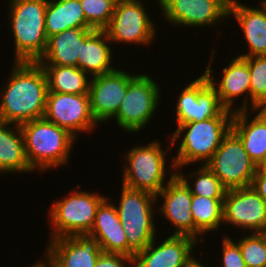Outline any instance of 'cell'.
<instances>
[{
    "mask_svg": "<svg viewBox=\"0 0 266 267\" xmlns=\"http://www.w3.org/2000/svg\"><path fill=\"white\" fill-rule=\"evenodd\" d=\"M163 199L159 209L160 216L172 224L170 235L190 236L194 238V223L191 212L192 194L185 183L175 174L156 195Z\"/></svg>",
    "mask_w": 266,
    "mask_h": 267,
    "instance_id": "cell-19",
    "label": "cell"
},
{
    "mask_svg": "<svg viewBox=\"0 0 266 267\" xmlns=\"http://www.w3.org/2000/svg\"><path fill=\"white\" fill-rule=\"evenodd\" d=\"M250 186L266 203V171H262L257 168L256 174L254 175Z\"/></svg>",
    "mask_w": 266,
    "mask_h": 267,
    "instance_id": "cell-35",
    "label": "cell"
},
{
    "mask_svg": "<svg viewBox=\"0 0 266 267\" xmlns=\"http://www.w3.org/2000/svg\"><path fill=\"white\" fill-rule=\"evenodd\" d=\"M177 97L176 127L185 123L200 122L214 117H233V111L220 102L215 88L204 73L183 86Z\"/></svg>",
    "mask_w": 266,
    "mask_h": 267,
    "instance_id": "cell-11",
    "label": "cell"
},
{
    "mask_svg": "<svg viewBox=\"0 0 266 267\" xmlns=\"http://www.w3.org/2000/svg\"><path fill=\"white\" fill-rule=\"evenodd\" d=\"M137 1H140V0H114V2L116 4H118V3H127V2H137Z\"/></svg>",
    "mask_w": 266,
    "mask_h": 267,
    "instance_id": "cell-39",
    "label": "cell"
},
{
    "mask_svg": "<svg viewBox=\"0 0 266 267\" xmlns=\"http://www.w3.org/2000/svg\"><path fill=\"white\" fill-rule=\"evenodd\" d=\"M106 197L99 205L90 236L96 238L103 253L128 256V242L116 206Z\"/></svg>",
    "mask_w": 266,
    "mask_h": 267,
    "instance_id": "cell-21",
    "label": "cell"
},
{
    "mask_svg": "<svg viewBox=\"0 0 266 267\" xmlns=\"http://www.w3.org/2000/svg\"><path fill=\"white\" fill-rule=\"evenodd\" d=\"M199 167L195 168V171L188 172V175L183 174L182 168H176L175 174L190 189L192 195L224 199L227 189L221 184L220 179L206 164L199 165Z\"/></svg>",
    "mask_w": 266,
    "mask_h": 267,
    "instance_id": "cell-29",
    "label": "cell"
},
{
    "mask_svg": "<svg viewBox=\"0 0 266 267\" xmlns=\"http://www.w3.org/2000/svg\"><path fill=\"white\" fill-rule=\"evenodd\" d=\"M260 233L264 236L266 240V225H265V228Z\"/></svg>",
    "mask_w": 266,
    "mask_h": 267,
    "instance_id": "cell-40",
    "label": "cell"
},
{
    "mask_svg": "<svg viewBox=\"0 0 266 267\" xmlns=\"http://www.w3.org/2000/svg\"><path fill=\"white\" fill-rule=\"evenodd\" d=\"M142 0L118 3L110 23L105 29L113 44L148 46L154 44L156 26Z\"/></svg>",
    "mask_w": 266,
    "mask_h": 267,
    "instance_id": "cell-10",
    "label": "cell"
},
{
    "mask_svg": "<svg viewBox=\"0 0 266 267\" xmlns=\"http://www.w3.org/2000/svg\"><path fill=\"white\" fill-rule=\"evenodd\" d=\"M216 49H213L210 55L209 63L207 64L206 70L202 73L207 77L209 83L215 88L218 98L221 104L228 110L233 112L241 110H251L250 106V71L247 61L240 56L233 57L232 60L225 68L222 69L221 79L218 80L213 76L214 70L213 67L214 57L217 52ZM213 60V61H212ZM219 82H217V81ZM244 96L242 104L237 108L234 102H237V98Z\"/></svg>",
    "mask_w": 266,
    "mask_h": 267,
    "instance_id": "cell-14",
    "label": "cell"
},
{
    "mask_svg": "<svg viewBox=\"0 0 266 267\" xmlns=\"http://www.w3.org/2000/svg\"><path fill=\"white\" fill-rule=\"evenodd\" d=\"M223 224L249 232H261L266 225V203L251 187L226 190ZM239 227V228H238ZM244 230V231H243Z\"/></svg>",
    "mask_w": 266,
    "mask_h": 267,
    "instance_id": "cell-15",
    "label": "cell"
},
{
    "mask_svg": "<svg viewBox=\"0 0 266 267\" xmlns=\"http://www.w3.org/2000/svg\"><path fill=\"white\" fill-rule=\"evenodd\" d=\"M259 6L255 8L238 0H230L229 18L236 19L249 47L247 53L238 55L240 57L266 55V6L261 3Z\"/></svg>",
    "mask_w": 266,
    "mask_h": 267,
    "instance_id": "cell-20",
    "label": "cell"
},
{
    "mask_svg": "<svg viewBox=\"0 0 266 267\" xmlns=\"http://www.w3.org/2000/svg\"><path fill=\"white\" fill-rule=\"evenodd\" d=\"M95 267H134L133 258L123 254L102 253Z\"/></svg>",
    "mask_w": 266,
    "mask_h": 267,
    "instance_id": "cell-34",
    "label": "cell"
},
{
    "mask_svg": "<svg viewBox=\"0 0 266 267\" xmlns=\"http://www.w3.org/2000/svg\"><path fill=\"white\" fill-rule=\"evenodd\" d=\"M45 28L47 38L70 28L90 29L79 0H48Z\"/></svg>",
    "mask_w": 266,
    "mask_h": 267,
    "instance_id": "cell-26",
    "label": "cell"
},
{
    "mask_svg": "<svg viewBox=\"0 0 266 267\" xmlns=\"http://www.w3.org/2000/svg\"><path fill=\"white\" fill-rule=\"evenodd\" d=\"M149 74H137L128 84L127 92L115 119L117 127L128 134L139 133L149 125L161 103V87ZM160 102V103H159Z\"/></svg>",
    "mask_w": 266,
    "mask_h": 267,
    "instance_id": "cell-8",
    "label": "cell"
},
{
    "mask_svg": "<svg viewBox=\"0 0 266 267\" xmlns=\"http://www.w3.org/2000/svg\"><path fill=\"white\" fill-rule=\"evenodd\" d=\"M122 185L119 202L115 206L127 236L128 256L143 250L157 236L155 221L157 198L155 195ZM156 206V207H155ZM155 216V217H154ZM154 218V219H153Z\"/></svg>",
    "mask_w": 266,
    "mask_h": 267,
    "instance_id": "cell-6",
    "label": "cell"
},
{
    "mask_svg": "<svg viewBox=\"0 0 266 267\" xmlns=\"http://www.w3.org/2000/svg\"><path fill=\"white\" fill-rule=\"evenodd\" d=\"M0 89V121L21 125L43 118L48 96L47 78L37 62H12Z\"/></svg>",
    "mask_w": 266,
    "mask_h": 267,
    "instance_id": "cell-1",
    "label": "cell"
},
{
    "mask_svg": "<svg viewBox=\"0 0 266 267\" xmlns=\"http://www.w3.org/2000/svg\"><path fill=\"white\" fill-rule=\"evenodd\" d=\"M152 1H154V0H152ZM155 1L158 2V4H160L162 0H155Z\"/></svg>",
    "mask_w": 266,
    "mask_h": 267,
    "instance_id": "cell-42",
    "label": "cell"
},
{
    "mask_svg": "<svg viewBox=\"0 0 266 267\" xmlns=\"http://www.w3.org/2000/svg\"><path fill=\"white\" fill-rule=\"evenodd\" d=\"M7 20L14 38L13 62H37L47 45L45 11L48 0H8Z\"/></svg>",
    "mask_w": 266,
    "mask_h": 267,
    "instance_id": "cell-3",
    "label": "cell"
},
{
    "mask_svg": "<svg viewBox=\"0 0 266 267\" xmlns=\"http://www.w3.org/2000/svg\"><path fill=\"white\" fill-rule=\"evenodd\" d=\"M158 236L134 257V267H185L194 256L198 241L190 236ZM166 237V238H165ZM157 238V239H156ZM158 240V242H156Z\"/></svg>",
    "mask_w": 266,
    "mask_h": 267,
    "instance_id": "cell-18",
    "label": "cell"
},
{
    "mask_svg": "<svg viewBox=\"0 0 266 267\" xmlns=\"http://www.w3.org/2000/svg\"><path fill=\"white\" fill-rule=\"evenodd\" d=\"M20 126L26 157L34 171L45 173L69 163L70 153L78 140L67 130L44 117Z\"/></svg>",
    "mask_w": 266,
    "mask_h": 267,
    "instance_id": "cell-2",
    "label": "cell"
},
{
    "mask_svg": "<svg viewBox=\"0 0 266 267\" xmlns=\"http://www.w3.org/2000/svg\"><path fill=\"white\" fill-rule=\"evenodd\" d=\"M155 139L146 145H135L128 150L123 162L122 184L128 188L137 189L157 195L175 175V167L171 161L168 169V155L171 152V140L169 146ZM168 152V153H167ZM172 169V170H171ZM171 170L170 174L169 171ZM169 174V177L167 176ZM167 177V178H166ZM168 179V180H166Z\"/></svg>",
    "mask_w": 266,
    "mask_h": 267,
    "instance_id": "cell-4",
    "label": "cell"
},
{
    "mask_svg": "<svg viewBox=\"0 0 266 267\" xmlns=\"http://www.w3.org/2000/svg\"><path fill=\"white\" fill-rule=\"evenodd\" d=\"M90 29L105 30L110 23L116 3L114 0H79Z\"/></svg>",
    "mask_w": 266,
    "mask_h": 267,
    "instance_id": "cell-32",
    "label": "cell"
},
{
    "mask_svg": "<svg viewBox=\"0 0 266 267\" xmlns=\"http://www.w3.org/2000/svg\"><path fill=\"white\" fill-rule=\"evenodd\" d=\"M206 166L227 189L250 186L257 171L240 138L230 129Z\"/></svg>",
    "mask_w": 266,
    "mask_h": 267,
    "instance_id": "cell-9",
    "label": "cell"
},
{
    "mask_svg": "<svg viewBox=\"0 0 266 267\" xmlns=\"http://www.w3.org/2000/svg\"><path fill=\"white\" fill-rule=\"evenodd\" d=\"M258 169L262 170V171H266V156L263 159V161L261 162V164L258 166Z\"/></svg>",
    "mask_w": 266,
    "mask_h": 267,
    "instance_id": "cell-38",
    "label": "cell"
},
{
    "mask_svg": "<svg viewBox=\"0 0 266 267\" xmlns=\"http://www.w3.org/2000/svg\"><path fill=\"white\" fill-rule=\"evenodd\" d=\"M35 172L27 160L21 126L0 121V174Z\"/></svg>",
    "mask_w": 266,
    "mask_h": 267,
    "instance_id": "cell-24",
    "label": "cell"
},
{
    "mask_svg": "<svg viewBox=\"0 0 266 267\" xmlns=\"http://www.w3.org/2000/svg\"><path fill=\"white\" fill-rule=\"evenodd\" d=\"M44 259V260H43ZM42 260H37V262L33 263L32 266L29 267H53L45 257Z\"/></svg>",
    "mask_w": 266,
    "mask_h": 267,
    "instance_id": "cell-37",
    "label": "cell"
},
{
    "mask_svg": "<svg viewBox=\"0 0 266 267\" xmlns=\"http://www.w3.org/2000/svg\"><path fill=\"white\" fill-rule=\"evenodd\" d=\"M223 200L192 195L191 212L194 223V239L200 244L206 241L207 237H203L207 233L220 230L219 228L223 225Z\"/></svg>",
    "mask_w": 266,
    "mask_h": 267,
    "instance_id": "cell-27",
    "label": "cell"
},
{
    "mask_svg": "<svg viewBox=\"0 0 266 267\" xmlns=\"http://www.w3.org/2000/svg\"><path fill=\"white\" fill-rule=\"evenodd\" d=\"M199 259H200V262H199ZM199 259L197 260L195 258V256H193L186 264L185 267H207L206 266V262H205V265H204V261L201 263V258L199 257ZM209 267V266H208Z\"/></svg>",
    "mask_w": 266,
    "mask_h": 267,
    "instance_id": "cell-36",
    "label": "cell"
},
{
    "mask_svg": "<svg viewBox=\"0 0 266 267\" xmlns=\"http://www.w3.org/2000/svg\"><path fill=\"white\" fill-rule=\"evenodd\" d=\"M230 0H162L161 14L174 27H218L229 19ZM223 20V21H222Z\"/></svg>",
    "mask_w": 266,
    "mask_h": 267,
    "instance_id": "cell-12",
    "label": "cell"
},
{
    "mask_svg": "<svg viewBox=\"0 0 266 267\" xmlns=\"http://www.w3.org/2000/svg\"><path fill=\"white\" fill-rule=\"evenodd\" d=\"M231 124L232 117H214L177 126L169 139L172 146L180 142L172 160L175 169L200 162L201 165L206 164L230 131ZM178 138H181L180 141Z\"/></svg>",
    "mask_w": 266,
    "mask_h": 267,
    "instance_id": "cell-5",
    "label": "cell"
},
{
    "mask_svg": "<svg viewBox=\"0 0 266 267\" xmlns=\"http://www.w3.org/2000/svg\"><path fill=\"white\" fill-rule=\"evenodd\" d=\"M221 239L222 254L220 256L222 258L220 263L222 265L220 267H246L240 247L232 237L224 234Z\"/></svg>",
    "mask_w": 266,
    "mask_h": 267,
    "instance_id": "cell-33",
    "label": "cell"
},
{
    "mask_svg": "<svg viewBox=\"0 0 266 267\" xmlns=\"http://www.w3.org/2000/svg\"><path fill=\"white\" fill-rule=\"evenodd\" d=\"M122 69L91 77L89 86L90 109L93 118L100 125L117 113L124 99L129 82L138 73Z\"/></svg>",
    "mask_w": 266,
    "mask_h": 267,
    "instance_id": "cell-16",
    "label": "cell"
},
{
    "mask_svg": "<svg viewBox=\"0 0 266 267\" xmlns=\"http://www.w3.org/2000/svg\"><path fill=\"white\" fill-rule=\"evenodd\" d=\"M44 118L76 139L79 133H92L99 126L91 114L89 94L48 92Z\"/></svg>",
    "mask_w": 266,
    "mask_h": 267,
    "instance_id": "cell-13",
    "label": "cell"
},
{
    "mask_svg": "<svg viewBox=\"0 0 266 267\" xmlns=\"http://www.w3.org/2000/svg\"><path fill=\"white\" fill-rule=\"evenodd\" d=\"M63 198L54 201L48 210L50 223L49 240L88 234L94 224L97 209L107 197L97 192L82 191V186H74Z\"/></svg>",
    "mask_w": 266,
    "mask_h": 267,
    "instance_id": "cell-7",
    "label": "cell"
},
{
    "mask_svg": "<svg viewBox=\"0 0 266 267\" xmlns=\"http://www.w3.org/2000/svg\"><path fill=\"white\" fill-rule=\"evenodd\" d=\"M261 4L266 3V0H260Z\"/></svg>",
    "mask_w": 266,
    "mask_h": 267,
    "instance_id": "cell-41",
    "label": "cell"
},
{
    "mask_svg": "<svg viewBox=\"0 0 266 267\" xmlns=\"http://www.w3.org/2000/svg\"><path fill=\"white\" fill-rule=\"evenodd\" d=\"M41 66L47 78L49 92L89 94L91 77L78 67Z\"/></svg>",
    "mask_w": 266,
    "mask_h": 267,
    "instance_id": "cell-28",
    "label": "cell"
},
{
    "mask_svg": "<svg viewBox=\"0 0 266 267\" xmlns=\"http://www.w3.org/2000/svg\"><path fill=\"white\" fill-rule=\"evenodd\" d=\"M235 242L240 247L246 267H266V240L260 232H247Z\"/></svg>",
    "mask_w": 266,
    "mask_h": 267,
    "instance_id": "cell-31",
    "label": "cell"
},
{
    "mask_svg": "<svg viewBox=\"0 0 266 267\" xmlns=\"http://www.w3.org/2000/svg\"><path fill=\"white\" fill-rule=\"evenodd\" d=\"M243 58L250 71L251 110L266 109V55Z\"/></svg>",
    "mask_w": 266,
    "mask_h": 267,
    "instance_id": "cell-30",
    "label": "cell"
},
{
    "mask_svg": "<svg viewBox=\"0 0 266 267\" xmlns=\"http://www.w3.org/2000/svg\"><path fill=\"white\" fill-rule=\"evenodd\" d=\"M111 44L105 30H95L81 44V57H78L77 67L91 77L114 71L116 68L111 64H114Z\"/></svg>",
    "mask_w": 266,
    "mask_h": 267,
    "instance_id": "cell-25",
    "label": "cell"
},
{
    "mask_svg": "<svg viewBox=\"0 0 266 267\" xmlns=\"http://www.w3.org/2000/svg\"><path fill=\"white\" fill-rule=\"evenodd\" d=\"M94 29L70 28L47 38V45L40 65H59L77 67L81 57V44L94 32Z\"/></svg>",
    "mask_w": 266,
    "mask_h": 267,
    "instance_id": "cell-23",
    "label": "cell"
},
{
    "mask_svg": "<svg viewBox=\"0 0 266 267\" xmlns=\"http://www.w3.org/2000/svg\"><path fill=\"white\" fill-rule=\"evenodd\" d=\"M43 254L53 267H95L103 253L99 242L89 234H76L49 240Z\"/></svg>",
    "mask_w": 266,
    "mask_h": 267,
    "instance_id": "cell-17",
    "label": "cell"
},
{
    "mask_svg": "<svg viewBox=\"0 0 266 267\" xmlns=\"http://www.w3.org/2000/svg\"><path fill=\"white\" fill-rule=\"evenodd\" d=\"M249 111L233 113L231 130L240 138L248 156L258 167L266 156V109ZM250 113H254V117Z\"/></svg>",
    "mask_w": 266,
    "mask_h": 267,
    "instance_id": "cell-22",
    "label": "cell"
}]
</instances>
